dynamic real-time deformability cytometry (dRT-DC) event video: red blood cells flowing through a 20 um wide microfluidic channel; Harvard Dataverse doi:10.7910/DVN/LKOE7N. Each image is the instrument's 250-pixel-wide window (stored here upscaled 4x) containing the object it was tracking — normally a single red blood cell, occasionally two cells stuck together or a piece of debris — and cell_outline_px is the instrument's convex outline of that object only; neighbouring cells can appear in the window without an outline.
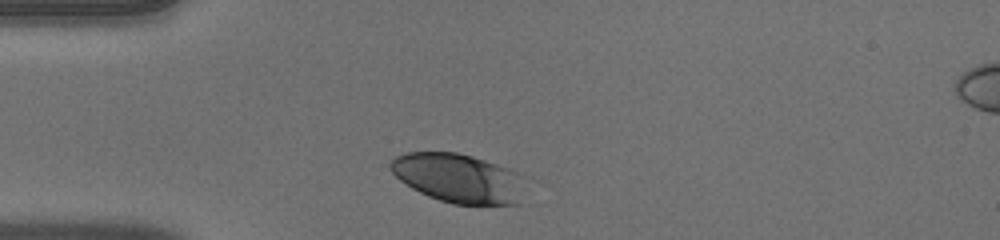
{"species": "human", "species_latin": "Homo sapiens", "temperature_condition": "warm", "stored_images_in_passage": 30, "camera_frame_rate_fps": 3000, "um_per_image_px": 0.085, "donor": {"sex": "male"}, "frame": {"image": 1, "passage_image": 1, "time_ms": 0.0, "image_size_px": [1000, 240], "cell_outline_px": [[528, 204], [452, 204], [428, 196], [412, 188], [400, 180], [392, 172], [388, 164], [396, 156], [404, 152], [456, 152], [472, 156], [496, 164], [516, 172], [524, 176]], "centroid_in_image_um": [39.06, 15.17], "position_along_channel_um": 45.9, "area_um2": 39.25}}
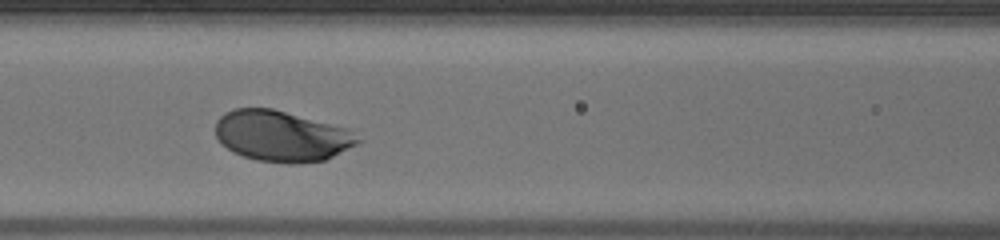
{"frame": {"image": 2, "passage_image": 10, "time_ms": 3.0, "image_size_px": [1000, 240], "cell_outline_px": [[364, 140], [324, 160], [300, 164], [288, 164], [256, 160], [232, 152], [216, 136], [216, 120], [224, 112], [232, 108], [272, 108], [348, 128]], "centroid_in_image_um": [23.94, 11.56], "position_along_channel_um": 142.7, "area_um2": 42.25}}
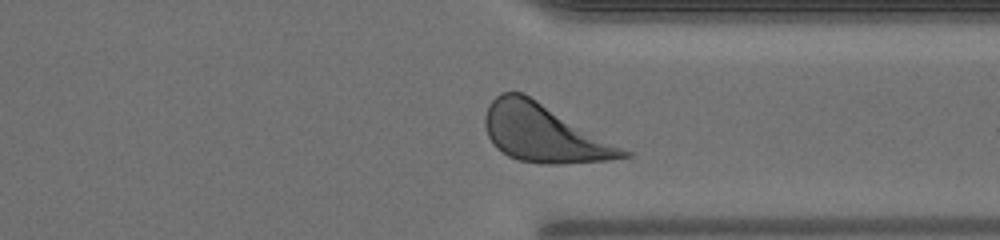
{"frame": {"image": 3, "passage_image": 27, "time_ms": 8.667, "image_size_px": [1000, 240], "cell_outline_px": [[632, 156], [608, 160], [556, 164], [548, 164], [520, 160], [508, 156], [496, 148], [492, 144], [488, 136], [484, 124], [484, 116], [488, 104], [500, 92], [524, 92], [632, 152]], "centroid_in_image_um": [46.22, 11.31], "position_along_channel_um": 365.2, "area_um2": 46.59}, "authors_computed_cell_mechanics": {"area_um2": 42.1651, "velocity_mm_per_s": 3.937, "shape_relaxation_time_tau1_ms": 1.1419, "shape_relaxation_time_tau2_ms": null, "deformation_change_tau1": 0.1265, "deformation_change_tau2": null}}